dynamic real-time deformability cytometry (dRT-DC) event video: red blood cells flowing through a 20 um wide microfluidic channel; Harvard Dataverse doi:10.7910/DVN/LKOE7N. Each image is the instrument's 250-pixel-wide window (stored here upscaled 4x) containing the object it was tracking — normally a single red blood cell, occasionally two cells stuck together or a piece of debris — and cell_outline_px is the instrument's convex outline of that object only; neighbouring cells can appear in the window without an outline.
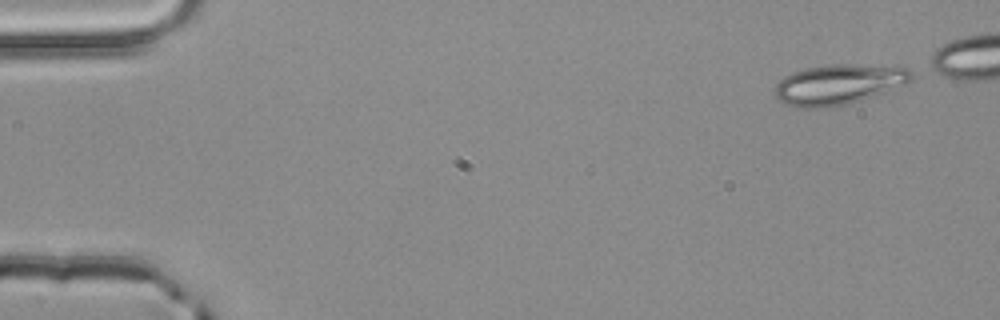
{"species": "common noctule bat (a hibernating species)", "species_latin": "Nyctalus noctula", "temperature_condition": "room temperature", "stored_images_in_passage": 6, "camera_frame_rate_fps": 3000, "um_per_image_px": 0.085, "animal": {"sex": "male", "body_mass_g": 20.4}, "frame": {"image": 1, "passage_image": 1, "time_ms": 0.0, "image_size_px": [1000, 320], "cell_outline_px": [[912, 80], [908, 84], [848, 104], [832, 108], [796, 108], [780, 100], [776, 96], [776, 84], [784, 76], [792, 72], [804, 68], [832, 64], [900, 64], [908, 68], [912, 72]], "centroid_in_image_um": [71.37, 7.15], "position_along_channel_um": 13.6, "area_um2": 32.71}}